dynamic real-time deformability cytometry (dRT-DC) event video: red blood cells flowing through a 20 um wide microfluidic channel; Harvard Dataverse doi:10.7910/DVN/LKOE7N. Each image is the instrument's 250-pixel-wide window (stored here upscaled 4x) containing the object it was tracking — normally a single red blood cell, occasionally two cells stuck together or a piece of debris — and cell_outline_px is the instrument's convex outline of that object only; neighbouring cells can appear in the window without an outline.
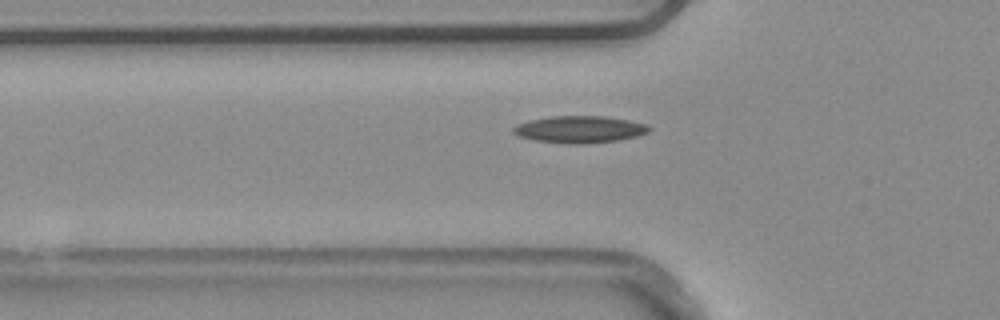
{"species": "common noctule bat (a hibernating species)", "species_latin": "Nyctalus noctula", "temperature_condition": "warm", "stored_images_in_passage": 2, "camera_frame_rate_fps": 3000, "um_per_image_px": 0.085, "animal": {"sex": "male", "body_mass_g": 20.4}, "frame": {"image": 1, "passage_image": 2, "time_ms": 0.333, "image_size_px": [1000, 320], "cell_outline_px": [[652, 128], [648, 132], [636, 136], [620, 140], [584, 144], [568, 144], [536, 140], [520, 136], [512, 132], [512, 128], [516, 124], [528, 120], [552, 116], [604, 116], [628, 120], [648, 124]], "centroid_in_image_um": [49.28, 10.99], "position_along_channel_um": 76.5, "area_um2": 21.44}}